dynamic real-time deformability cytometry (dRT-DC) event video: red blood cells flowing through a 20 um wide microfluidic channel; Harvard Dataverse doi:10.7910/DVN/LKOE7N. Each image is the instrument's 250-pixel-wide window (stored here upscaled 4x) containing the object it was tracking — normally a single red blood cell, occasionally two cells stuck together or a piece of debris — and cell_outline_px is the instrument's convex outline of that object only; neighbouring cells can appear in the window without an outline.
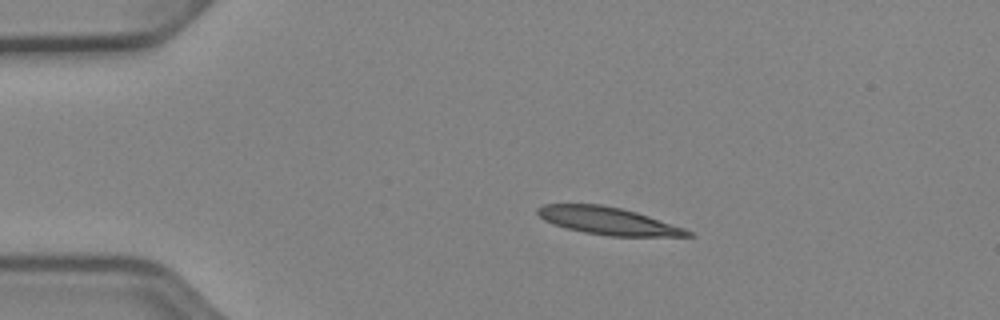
{"species": "Egyptian fruit bat (a non-hibernating species)", "species_latin": "Rousettus aegyptiacus", "temperature_condition": "cold", "stored_images_in_passage": 42, "camera_frame_rate_fps": 3000, "um_per_image_px": 0.085, "animal": {"sex": "female"}, "frame": {"image": 1, "passage_image": 1, "time_ms": 0.0, "image_size_px": [1000, 320], "cell_outline_px": [[696, 236], [608, 236], [584, 232], [568, 228], [544, 220], [536, 212], [536, 208], [544, 204], [600, 204], [620, 208], [636, 212], [684, 228], [692, 232]], "centroid_in_image_um": [51.68, 18.77], "position_along_channel_um": 33.3, "area_um2": 23.7}}
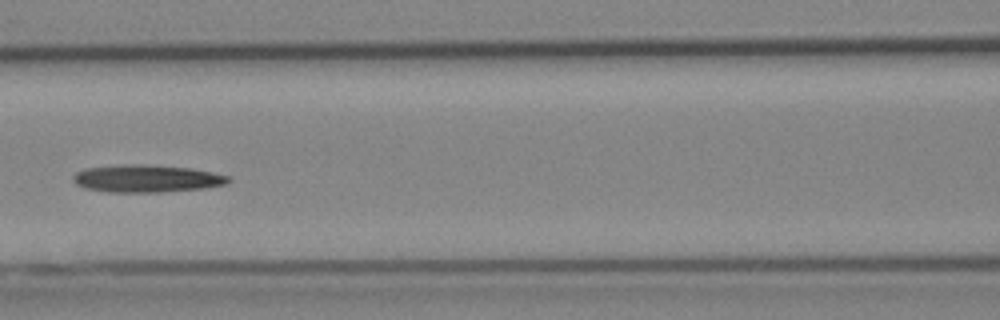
{"frame": {"image": 2, "passage_image": 14, "time_ms": 4.333, "image_size_px": [1000, 320], "cell_outline_px": [[232, 180], [228, 184], [204, 188], [160, 192], [108, 192], [84, 188], [76, 184], [72, 180], [72, 176], [76, 172], [84, 168], [124, 164], [148, 164], [192, 168], [232, 176]], "centroid_in_image_um": [12.49, 15.17], "position_along_channel_um": 154.1, "area_um2": 25.26}}
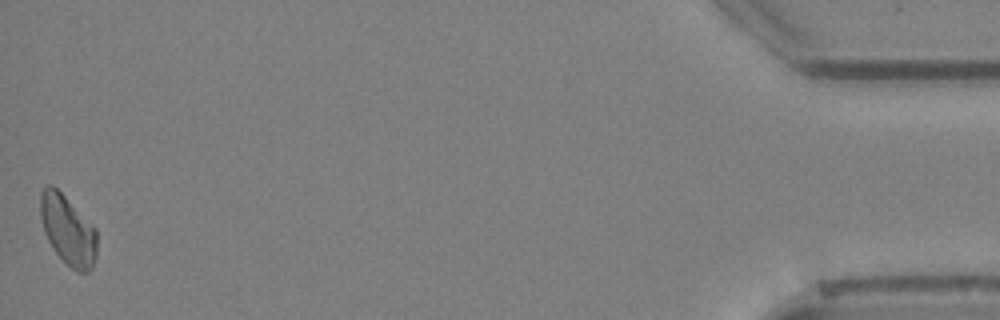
{"frame": {"image": 3, "passage_image": 42, "time_ms": 13.667, "image_size_px": [1000, 320], "cell_outline_px": [[96, 256], [92, 268], [88, 272], [76, 272], [56, 252], [48, 240], [44, 232], [40, 216], [40, 192], [48, 184], [52, 184], [96, 228]], "centroid_in_image_um": [5.76, 19.55], "position_along_channel_um": 429.4, "area_um2": 22.66}}